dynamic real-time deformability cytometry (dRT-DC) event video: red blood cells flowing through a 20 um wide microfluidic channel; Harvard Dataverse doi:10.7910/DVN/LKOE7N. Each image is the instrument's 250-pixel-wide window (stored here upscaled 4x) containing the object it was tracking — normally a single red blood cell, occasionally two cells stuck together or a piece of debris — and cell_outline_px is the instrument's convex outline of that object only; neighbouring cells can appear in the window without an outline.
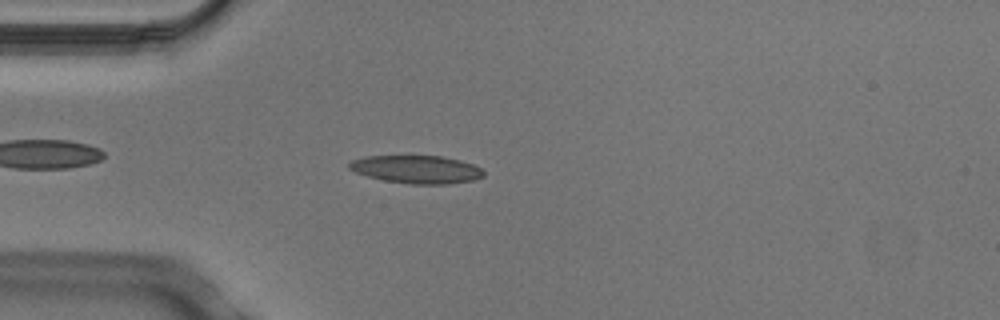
{"species": "Egyptian fruit bat (a non-hibernating species)", "species_latin": "Rousettus aegyptiacus", "temperature_condition": "cold", "stored_images_in_passage": 1, "camera_frame_rate_fps": 3000, "um_per_image_px": 0.085, "animal": {"sex": "male"}, "frame": {"image": 1, "passage_image": 1, "time_ms": 0.0, "image_size_px": [1000, 320], "cell_outline_px": [[484, 176], [472, 180], [448, 184], [408, 184], [384, 180], [368, 176], [356, 172], [348, 168], [348, 164], [352, 160], [364, 156], [440, 156], [460, 160], [472, 164], [480, 168], [484, 172]], "centroid_in_image_um": [35.4, 14.4], "position_along_channel_um": 49.6, "area_um2": 21.79}}